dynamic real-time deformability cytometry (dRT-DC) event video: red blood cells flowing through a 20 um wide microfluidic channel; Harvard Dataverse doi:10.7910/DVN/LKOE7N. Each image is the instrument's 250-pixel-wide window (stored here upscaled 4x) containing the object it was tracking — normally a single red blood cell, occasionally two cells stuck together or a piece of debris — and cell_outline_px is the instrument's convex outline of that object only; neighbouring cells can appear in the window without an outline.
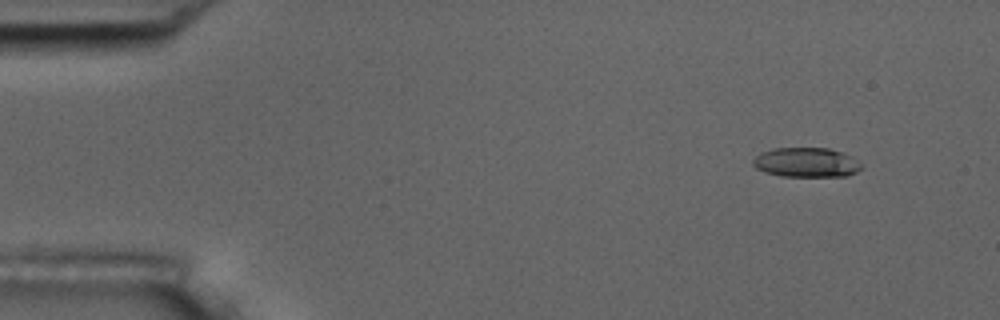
{"species": "common noctule bat (a hibernating species)", "species_latin": "Nyctalus noctula", "temperature_condition": "room temperature", "stored_images_in_passage": 5, "camera_frame_rate_fps": 3000, "um_per_image_px": 0.085, "animal": {"sex": "male", "body_mass_g": 17.5, "forearm_length_mm": 52.3}, "frame": {"image": 1, "passage_image": 1, "time_ms": 0.0, "image_size_px": [1000, 320], "cell_outline_px": [[864, 168], [848, 176], [780, 176], [764, 172], [756, 168], [752, 164], [752, 160], [756, 156], [772, 148], [828, 148], [844, 152], [852, 156], [864, 164]], "centroid_in_image_um": [68.6, 13.81], "position_along_channel_um": 16.4, "area_um2": 18.96}}
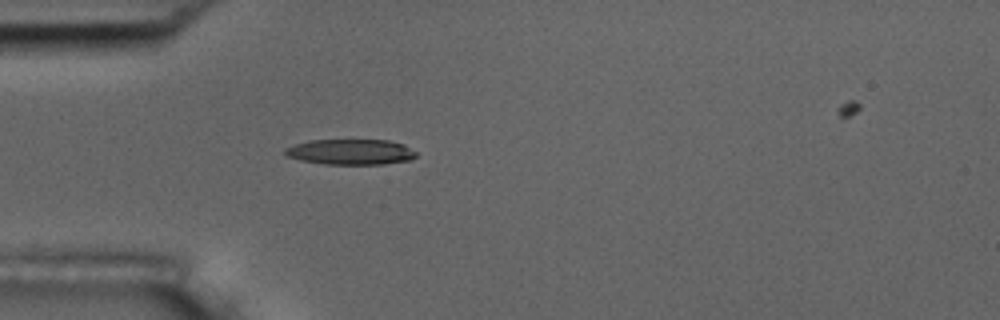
{"frame": {"image": 2, "passage_image": 4, "time_ms": 3.667, "image_size_px": [1000, 320], "cell_outline_px": [[416, 156], [412, 160], [384, 164], [324, 164], [300, 160], [284, 156], [284, 148], [292, 144], [308, 140], [388, 140], [404, 144], [416, 152]], "centroid_in_image_um": [29.76, 12.91], "position_along_channel_um": 55.2, "area_um2": 19.77}}